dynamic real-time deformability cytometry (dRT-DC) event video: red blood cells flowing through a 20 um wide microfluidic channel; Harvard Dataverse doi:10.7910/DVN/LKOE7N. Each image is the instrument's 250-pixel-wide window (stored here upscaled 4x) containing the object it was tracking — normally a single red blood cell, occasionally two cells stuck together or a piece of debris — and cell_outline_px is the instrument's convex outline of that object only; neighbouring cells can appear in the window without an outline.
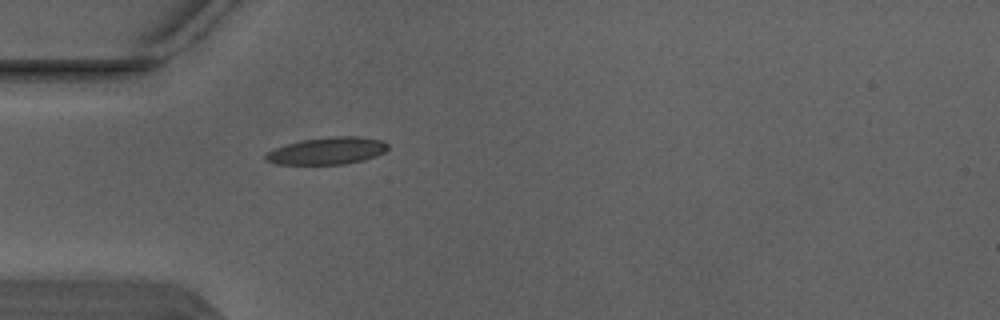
{"species": "Egyptian fruit bat (a non-hibernating species)", "species_latin": "Rousettus aegyptiacus", "temperature_condition": "warm", "stored_images_in_passage": 1, "camera_frame_rate_fps": 3000, "um_per_image_px": 0.085, "animal": {"sex": "male"}, "frame": {"image": 1, "passage_image": 1, "time_ms": 0.0, "image_size_px": [1000, 320], "cell_outline_px": [[388, 148], [384, 152], [376, 156], [364, 160], [344, 164], [276, 164], [264, 160], [264, 156], [268, 152], [276, 148], [288, 144], [304, 140], [328, 136], [360, 136], [384, 140], [388, 144]], "centroid_in_image_um": [27.86, 12.81], "position_along_channel_um": 57.1, "area_um2": 19.36}}